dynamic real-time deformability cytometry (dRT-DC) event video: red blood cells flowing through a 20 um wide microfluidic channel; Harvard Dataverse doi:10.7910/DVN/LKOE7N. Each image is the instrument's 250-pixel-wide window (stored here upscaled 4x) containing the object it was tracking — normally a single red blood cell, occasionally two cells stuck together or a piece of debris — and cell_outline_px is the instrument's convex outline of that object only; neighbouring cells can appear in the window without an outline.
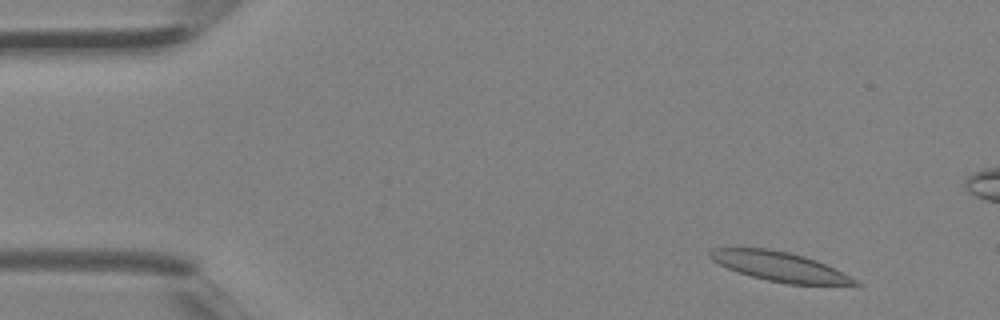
{"species": "Egyptian fruit bat (a non-hibernating species)", "species_latin": "Rousettus aegyptiacus", "temperature_condition": "room temperature", "stored_images_in_passage": 3, "camera_frame_rate_fps": 3000, "um_per_image_px": 0.085, "animal": {"sex": "female"}, "frame": {"image": 1, "passage_image": 3, "time_ms": 0.667, "image_size_px": [1000, 320], "cell_outline_px": [[860, 284], [788, 284], [768, 280], [736, 272], [712, 260], [708, 256], [708, 252], [712, 248], [768, 248], [788, 252], [804, 256], [816, 260], [856, 280]], "centroid_in_image_um": [66.17, 22.63], "position_along_channel_um": 18.8, "area_um2": 24.28}}